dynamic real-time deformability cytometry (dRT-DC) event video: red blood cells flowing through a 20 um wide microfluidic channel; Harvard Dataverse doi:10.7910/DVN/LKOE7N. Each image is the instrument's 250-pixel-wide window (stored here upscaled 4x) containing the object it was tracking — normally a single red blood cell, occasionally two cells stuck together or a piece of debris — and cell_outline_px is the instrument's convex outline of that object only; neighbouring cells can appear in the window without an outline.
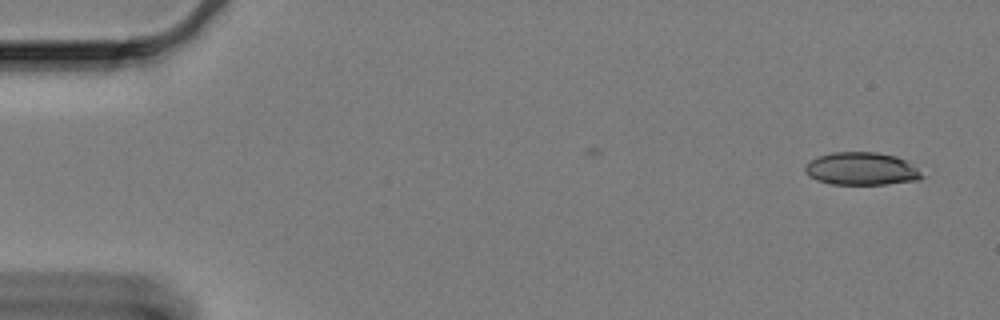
{"species": "Egyptian fruit bat (a non-hibernating species)", "species_latin": "Rousettus aegyptiacus", "temperature_condition": "cold", "stored_images_in_passage": 7, "camera_frame_rate_fps": 3000, "um_per_image_px": 0.085, "animal": {"sex": "female"}, "frame": {"image": 1, "passage_image": 1, "time_ms": 0.0, "image_size_px": [1000, 320], "cell_outline_px": [[928, 176], [920, 180], [888, 184], [832, 184], [816, 180], [808, 176], [804, 172], [804, 164], [808, 160], [816, 156], [832, 152], [876, 152], [896, 156], [904, 160]], "centroid_in_image_um": [73.2, 14.35], "position_along_channel_um": 11.8, "area_um2": 22.72}}